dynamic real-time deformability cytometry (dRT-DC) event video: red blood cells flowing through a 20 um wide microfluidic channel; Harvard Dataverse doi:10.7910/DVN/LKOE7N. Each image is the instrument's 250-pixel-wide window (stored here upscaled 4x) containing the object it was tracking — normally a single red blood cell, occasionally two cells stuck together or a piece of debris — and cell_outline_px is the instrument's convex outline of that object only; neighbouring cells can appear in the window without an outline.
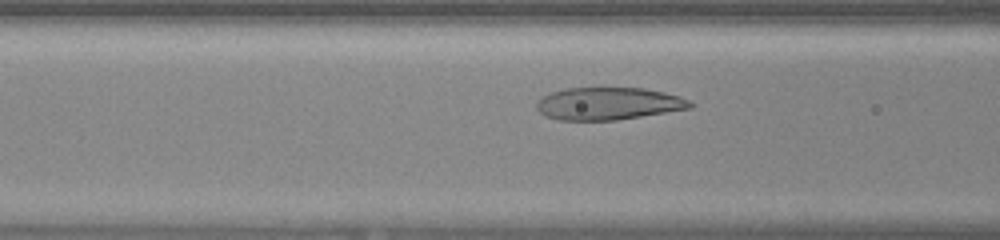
{"species": "human", "species_latin": "Homo sapiens", "temperature_condition": "warm", "stored_images_in_passage": 43, "camera_frame_rate_fps": 3000, "um_per_image_px": 0.085, "donor": {"sex": "female"}, "frame": {"image": 1, "passage_image": 13, "time_ms": 4.0, "image_size_px": [1000, 240], "cell_outline_px": [[696, 104], [692, 108], [616, 120], [556, 120], [544, 116], [536, 108], [536, 104], [544, 96], [552, 92], [564, 88], [644, 88], [664, 92], [680, 96]], "centroid_in_image_um": [51.73, 8.81], "position_along_channel_um": 114.9, "area_um2": 29.07}}
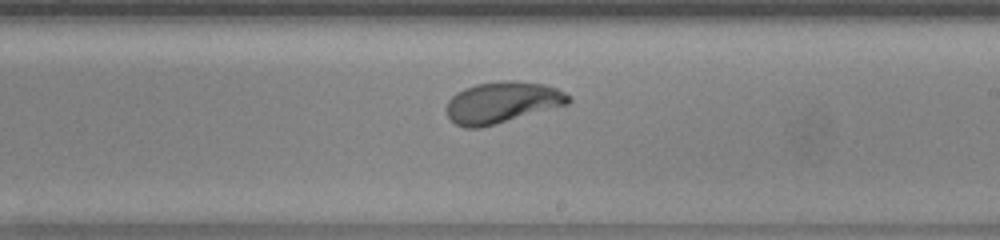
{"frame": {"image": 2, "passage_image": 23, "time_ms": 7.333, "image_size_px": [1000, 240], "cell_outline_px": [[572, 100], [568, 104], [496, 124], [480, 128], [464, 128], [456, 124], [448, 116], [444, 108], [448, 100], [456, 92], [464, 88], [476, 84], [504, 80], [516, 80], [544, 84], [556, 88], [564, 92]], "centroid_in_image_um": [42.65, 8.7], "position_along_channel_um": 246.4, "area_um2": 29.54}}
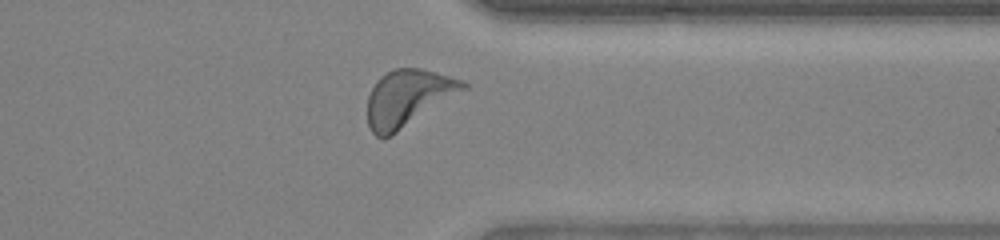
{"frame": {"image": 3, "passage_image": 33, "time_ms": 10.667, "image_size_px": [1000, 240], "cell_outline_px": [[468, 88], [392, 136], [376, 136], [372, 132], [368, 124], [368, 96], [376, 80], [380, 76], [396, 68], [420, 68], [464, 80], [468, 84]], "centroid_in_image_um": [34.69, 8.32], "position_along_channel_um": 376.7, "area_um2": 31.44}, "authors_computed_cell_mechanics": {"area_um2": 29.8248, "velocity_mm_per_s": 3.9487, "shape_relaxation_time_tau1_ms": 3.0337, "shape_relaxation_time_tau2_ms": null, "deformation_change_tau1": 0.1768, "deformation_change_tau2": null}}